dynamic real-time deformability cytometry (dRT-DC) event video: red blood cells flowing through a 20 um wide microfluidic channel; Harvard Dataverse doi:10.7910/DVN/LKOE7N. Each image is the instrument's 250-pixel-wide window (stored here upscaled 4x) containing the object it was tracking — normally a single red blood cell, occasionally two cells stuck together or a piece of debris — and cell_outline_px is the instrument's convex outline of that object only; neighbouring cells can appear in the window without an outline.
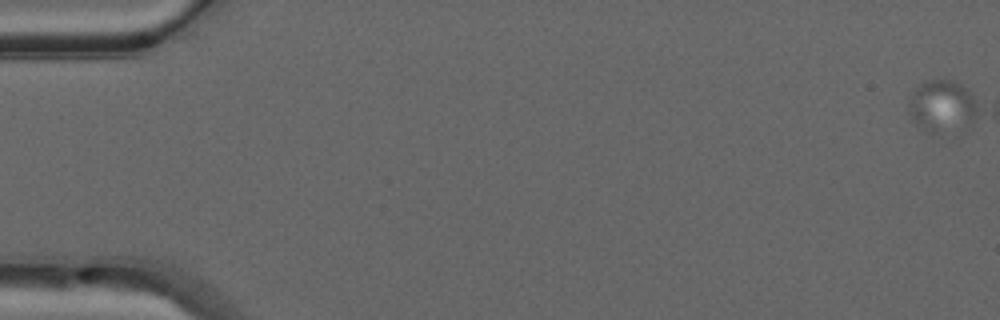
{"species": "common noctule bat (a hibernating species)", "species_latin": "Nyctalus noctula", "temperature_condition": "warm", "stored_images_in_passage": 7, "segment_of_instrument_passage": [1, 2], "camera_frame_rate_fps": 3000, "um_per_image_px": 0.085, "animal": {"sex": "male", "forearm_length_mm": 52.5}, "frame": {"image": 1, "passage_image": 1, "time_ms": 0.0, "image_size_px": [1000, 320], "cell_outline_px": [[980, 112], [972, 124], [964, 128], [932, 132], [924, 132], [912, 120], [908, 112], [912, 96], [916, 88], [920, 84], [928, 80], [952, 80], [960, 84], [972, 96], [980, 108]], "centroid_in_image_um": [80.12, 9.04], "position_along_channel_um": 4.9, "area_um2": 20.87}}